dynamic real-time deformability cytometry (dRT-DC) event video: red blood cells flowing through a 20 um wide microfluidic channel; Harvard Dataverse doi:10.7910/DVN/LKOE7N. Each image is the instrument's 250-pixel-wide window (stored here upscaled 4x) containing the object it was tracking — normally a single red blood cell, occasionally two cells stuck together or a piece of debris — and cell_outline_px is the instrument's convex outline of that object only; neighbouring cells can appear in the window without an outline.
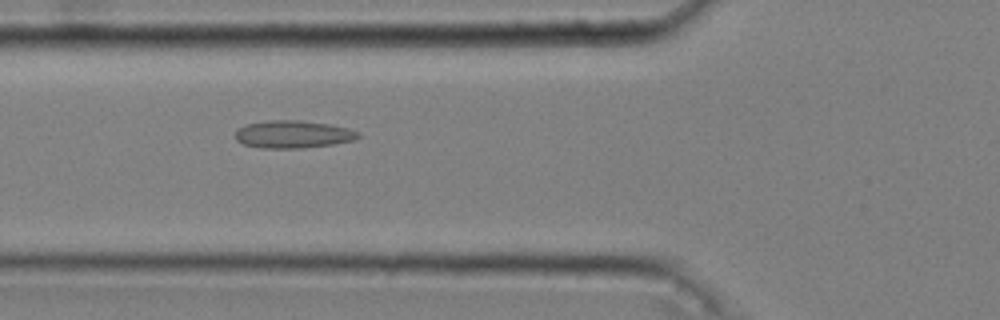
{"species": "common noctule bat (a hibernating species)", "species_latin": "Nyctalus noctula", "temperature_condition": "cold", "stored_images_in_passage": 41, "camera_frame_rate_fps": 3000, "um_per_image_px": 0.085, "animal": {"sex": "male", "body_mass_g": 20.4}, "frame": {"image": 1, "passage_image": 13, "time_ms": 4.0, "image_size_px": [1000, 320], "cell_outline_px": [[360, 136], [352, 140], [332, 144], [300, 148], [260, 148], [244, 144], [236, 140], [236, 132], [244, 124], [268, 120], [300, 120], [332, 124], [348, 128], [360, 132]], "centroid_in_image_um": [24.91, 11.4], "position_along_channel_um": 100.9, "area_um2": 19.77}}
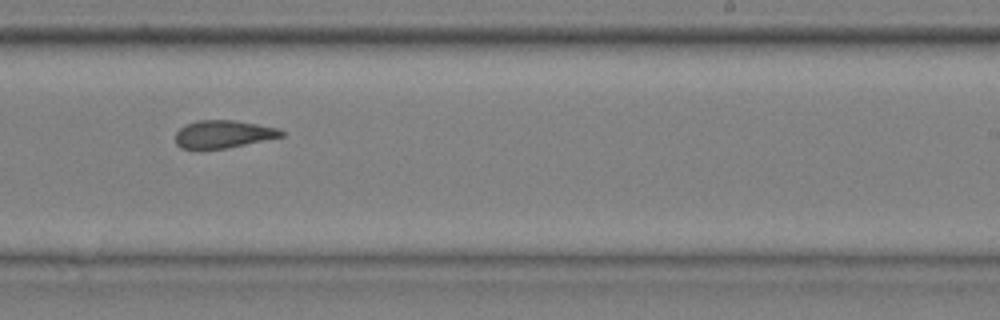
{"frame": {"image": 2, "passage_image": 27, "time_ms": 8.667, "image_size_px": [1000, 320], "cell_outline_px": [[284, 136], [228, 148], [180, 148], [176, 144], [176, 132], [184, 124], [196, 120], [232, 120], [280, 128], [284, 132]], "centroid_in_image_um": [18.98, 11.39], "position_along_channel_um": 270.0, "area_um2": 17.05}}
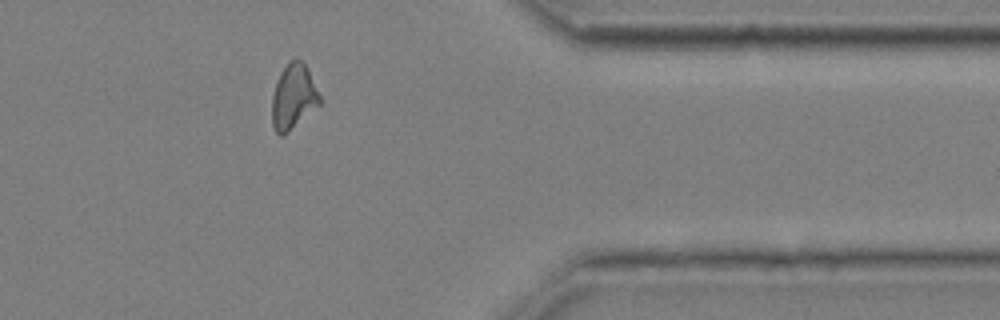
{"frame": {"image": 3, "passage_image": 38, "time_ms": 12.333, "image_size_px": [1000, 320], "cell_outline_px": [[320, 104], [284, 136], [280, 136], [276, 132], [272, 124], [272, 96], [276, 80], [280, 72], [296, 56], [304, 60], [308, 68], [320, 96]], "centroid_in_image_um": [24.93, 8.2], "position_along_channel_um": 386.5, "area_um2": 18.26}, "authors_computed_cell_mechanics": {"area_um2": 18.3804, "velocity_mm_per_s": 3.6265, "shape_relaxation_time_tau1_ms": null, "shape_relaxation_time_tau2_ms": 2.7916, "deformation_change_tau1": null, "deformation_change_tau2": 0.0972}}